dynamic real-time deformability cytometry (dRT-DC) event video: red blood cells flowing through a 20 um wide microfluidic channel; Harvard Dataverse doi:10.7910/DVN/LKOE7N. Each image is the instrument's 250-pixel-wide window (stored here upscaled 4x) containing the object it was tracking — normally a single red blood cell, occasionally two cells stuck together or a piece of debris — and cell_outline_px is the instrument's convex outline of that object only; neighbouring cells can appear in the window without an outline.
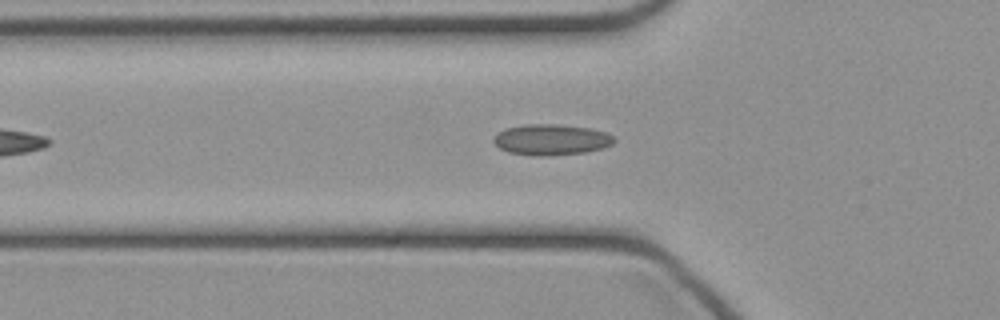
{"species": "common noctule bat (a hibernating species)", "species_latin": "Nyctalus noctula", "temperature_condition": "cold", "stored_images_in_passage": 34, "camera_frame_rate_fps": 3000, "um_per_image_px": 0.085, "animal": {"sex": "female", "body_mass_g": 21.9}, "frame": {"image": 1, "passage_image": 8, "time_ms": 2.333, "image_size_px": [1000, 320], "cell_outline_px": [[616, 140], [612, 144], [604, 148], [584, 152], [548, 156], [536, 156], [508, 152], [500, 148], [492, 140], [496, 132], [508, 128], [524, 124], [556, 124], [592, 128], [604, 132], [612, 136]], "centroid_in_image_um": [46.85, 11.87], "position_along_channel_um": 79.0, "area_um2": 21.73}}
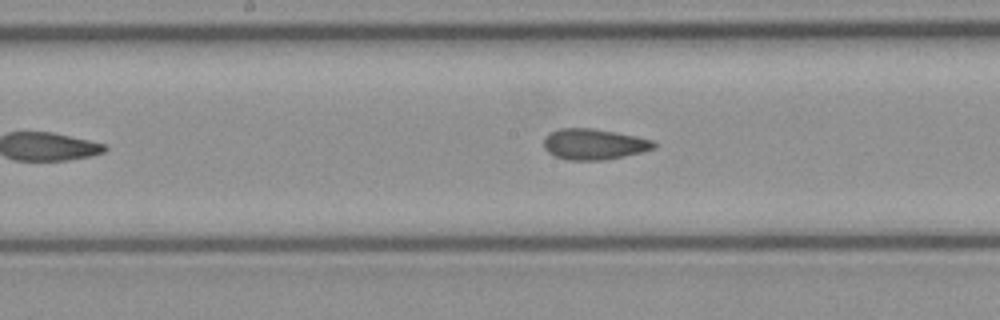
{"frame": {"image": 2, "passage_image": 16, "time_ms": 5.0, "image_size_px": [1000, 320], "cell_outline_px": [[656, 148], [624, 156], [604, 160], [568, 160], [556, 156], [548, 152], [544, 148], [544, 136], [560, 128], [592, 128], [616, 132], [636, 136], [652, 140], [656, 144]], "centroid_in_image_um": [50.48, 12.25], "position_along_channel_um": 197.7, "area_um2": 19.71}}
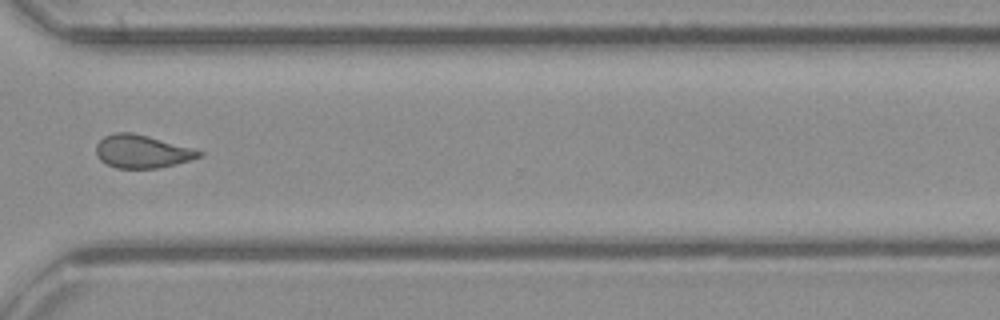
{"frame": {"image": 3, "passage_image": 27, "time_ms": 8.667, "image_size_px": [1000, 320], "cell_outline_px": [[204, 156], [176, 164], [156, 168], [116, 168], [100, 160], [96, 156], [96, 144], [104, 136], [116, 132], [132, 132], [148, 136], [192, 148], [204, 152]], "centroid_in_image_um": [12.07, 12.87], "position_along_channel_um": 358.5, "area_um2": 19.83}}